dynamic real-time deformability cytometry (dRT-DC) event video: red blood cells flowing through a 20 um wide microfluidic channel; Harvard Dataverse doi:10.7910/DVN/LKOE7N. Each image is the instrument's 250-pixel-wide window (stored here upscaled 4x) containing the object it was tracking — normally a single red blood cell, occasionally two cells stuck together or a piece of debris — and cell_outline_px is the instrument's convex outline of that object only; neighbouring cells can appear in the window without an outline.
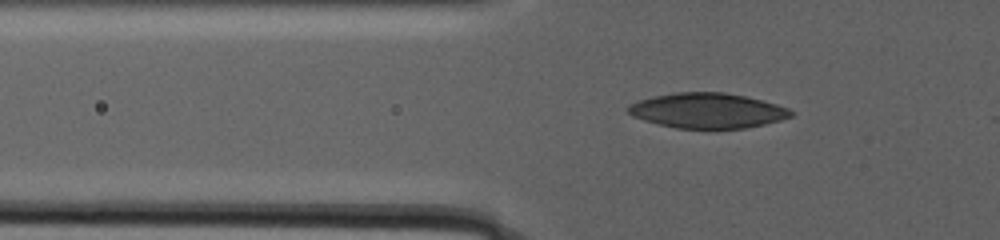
{"species": "human", "species_latin": "Homo sapiens", "temperature_condition": "warm", "stored_images_in_passage": 62, "camera_frame_rate_fps": 3000, "um_per_image_px": 0.085, "donor": {"sex": "male"}, "frame": {"image": 1, "passage_image": 26, "time_ms": 10.667, "image_size_px": [1000, 240], "cell_outline_px": [[796, 112], [792, 116], [780, 120], [764, 124], [744, 128], [676, 128], [644, 120], [632, 116], [624, 108], [628, 104], [652, 96], [676, 92], [724, 92], [744, 96], [776, 104], [788, 108]], "centroid_in_image_um": [60.11, 9.39], "position_along_channel_um": 65.7, "area_um2": 33.23}}
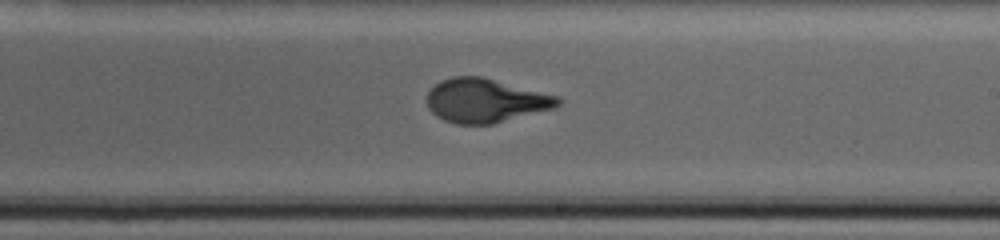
{"frame": {"image": 2, "passage_image": 40, "time_ms": 19.667, "image_size_px": [1000, 240], "cell_outline_px": [[564, 100], [556, 108], [492, 124], [456, 124], [444, 120], [436, 116], [428, 108], [428, 92], [440, 80], [452, 76], [484, 76], [560, 96]], "centroid_in_image_um": [41.32, 8.54], "position_along_channel_um": 247.7, "area_um2": 33.93}}
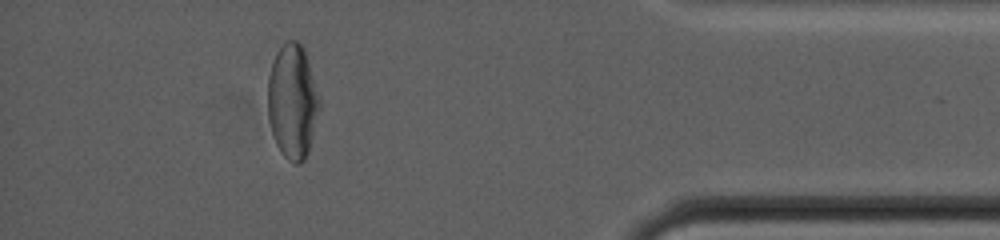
{"frame": {"image": 3, "passage_image": 56, "time_ms": 28.667, "image_size_px": [1000, 240], "cell_outline_px": [[320, 108], [308, 152], [304, 160], [300, 164], [296, 164], [288, 160], [280, 152], [276, 144], [268, 120], [268, 76], [276, 52], [288, 40], [296, 40], [304, 48], [320, 96]], "centroid_in_image_um": [24.87, 8.64], "position_along_channel_um": 410.3, "area_um2": 34.62}}